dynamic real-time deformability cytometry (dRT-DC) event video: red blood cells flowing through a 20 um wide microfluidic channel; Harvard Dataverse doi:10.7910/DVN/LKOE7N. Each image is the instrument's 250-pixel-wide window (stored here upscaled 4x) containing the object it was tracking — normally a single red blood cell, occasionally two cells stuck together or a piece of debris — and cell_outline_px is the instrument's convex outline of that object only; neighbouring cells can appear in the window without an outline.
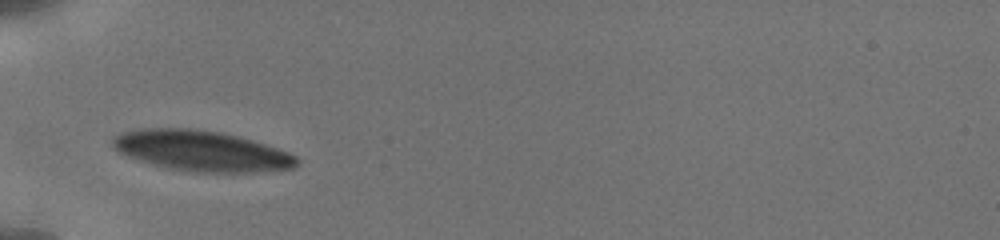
{"species": "human", "species_latin": "Homo sapiens", "temperature_condition": "cold", "stored_images_in_passage": 4, "camera_frame_rate_fps": 3000, "um_per_image_px": 0.085, "donor": {"sex": "male"}, "frame": {"image": 1, "passage_image": 1, "time_ms": 0.0, "image_size_px": [1000, 240], "cell_outline_px": [[300, 164], [296, 168], [256, 172], [196, 172], [168, 168], [152, 164], [128, 156], [120, 152], [112, 144], [112, 136], [120, 132], [140, 128], [192, 128], [220, 132], [252, 140], [288, 152], [296, 156], [300, 160]], "centroid_in_image_um": [17.14, 12.82], "position_along_channel_um": 67.9, "area_um2": 43.47}}
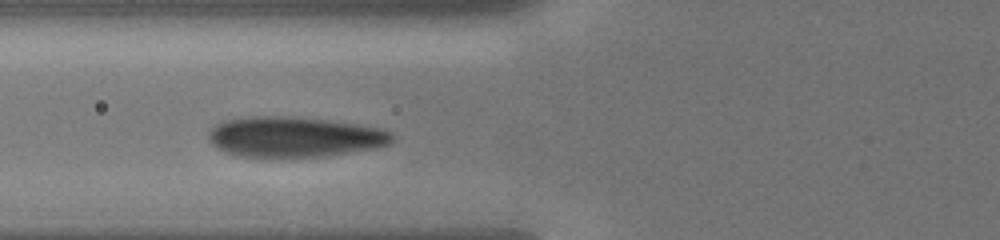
{"frame": {"image": 2, "passage_image": 3, "time_ms": 1.0, "image_size_px": [1000, 240], "cell_outline_px": [[392, 140], [388, 144], [376, 148], [328, 156], [240, 156], [216, 148], [208, 140], [208, 132], [216, 124], [224, 120], [248, 116], [292, 116], [328, 120], [356, 124], [380, 128], [392, 132]], "centroid_in_image_um": [25.01, 11.62], "position_along_channel_um": 100.8, "area_um2": 43.06}}